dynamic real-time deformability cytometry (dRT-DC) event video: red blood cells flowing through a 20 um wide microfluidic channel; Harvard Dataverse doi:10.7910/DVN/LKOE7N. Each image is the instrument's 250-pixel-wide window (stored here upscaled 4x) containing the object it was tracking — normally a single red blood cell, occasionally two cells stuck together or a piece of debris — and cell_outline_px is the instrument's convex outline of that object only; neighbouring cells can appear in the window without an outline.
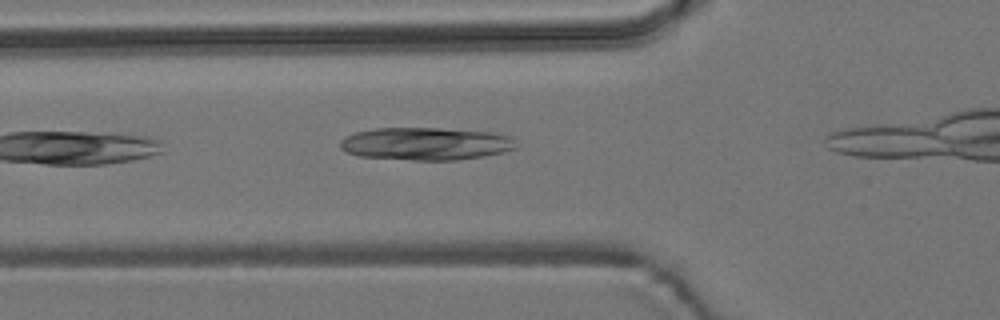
{"species": "common noctule bat (a hibernating species)", "species_latin": "Nyctalus noctula", "temperature_condition": "room temperature", "stored_images_in_passage": 4, "camera_frame_rate_fps": 3000, "um_per_image_px": 0.085, "animal": {"sex": "male", "body_mass_g": 19.2, "forearm_length_mm": 51.8}, "frame": {"image": 1, "passage_image": 3, "time_ms": 3.667, "image_size_px": [1000, 320], "cell_outline_px": [[516, 148], [500, 152], [480, 156], [456, 160], [412, 160], [360, 156], [348, 152], [340, 148], [340, 140], [344, 136], [356, 132], [376, 128], [440, 128], [492, 132], [508, 136], [512, 140]], "centroid_in_image_um": [36.12, 12.21], "position_along_channel_um": 89.7, "area_um2": 33.18}}